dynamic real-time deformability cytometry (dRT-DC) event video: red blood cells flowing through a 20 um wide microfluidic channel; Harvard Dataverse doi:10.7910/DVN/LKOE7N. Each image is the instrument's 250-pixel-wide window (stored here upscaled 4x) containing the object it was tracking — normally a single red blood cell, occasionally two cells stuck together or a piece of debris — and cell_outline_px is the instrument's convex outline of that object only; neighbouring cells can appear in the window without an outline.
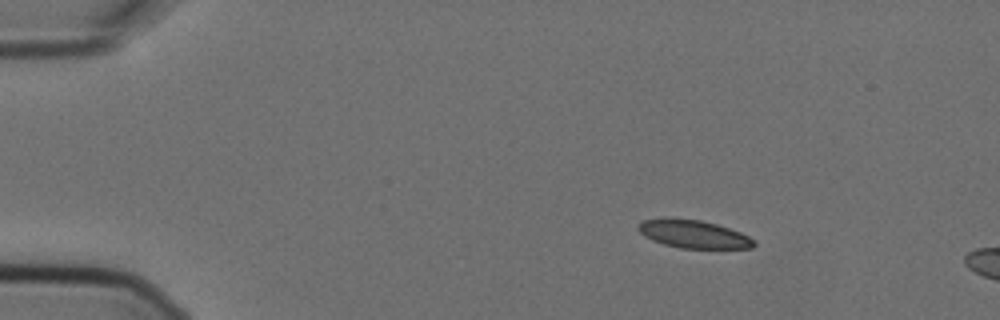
{"species": "Egyptian fruit bat (a non-hibernating species)", "species_latin": "Rousettus aegyptiacus", "temperature_condition": "cold", "stored_images_in_passage": 4, "camera_frame_rate_fps": 3000, "um_per_image_px": 0.085, "animal": {"sex": "female"}, "frame": {"image": 1, "passage_image": 2, "time_ms": 0.333, "image_size_px": [1000, 320], "cell_outline_px": [[756, 244], [752, 248], [680, 248], [664, 244], [652, 240], [644, 236], [636, 228], [636, 224], [644, 220], [664, 216], [668, 216], [700, 220], [716, 224], [740, 232], [756, 240]], "centroid_in_image_um": [58.89, 19.87], "position_along_channel_um": 26.1, "area_um2": 19.25}}